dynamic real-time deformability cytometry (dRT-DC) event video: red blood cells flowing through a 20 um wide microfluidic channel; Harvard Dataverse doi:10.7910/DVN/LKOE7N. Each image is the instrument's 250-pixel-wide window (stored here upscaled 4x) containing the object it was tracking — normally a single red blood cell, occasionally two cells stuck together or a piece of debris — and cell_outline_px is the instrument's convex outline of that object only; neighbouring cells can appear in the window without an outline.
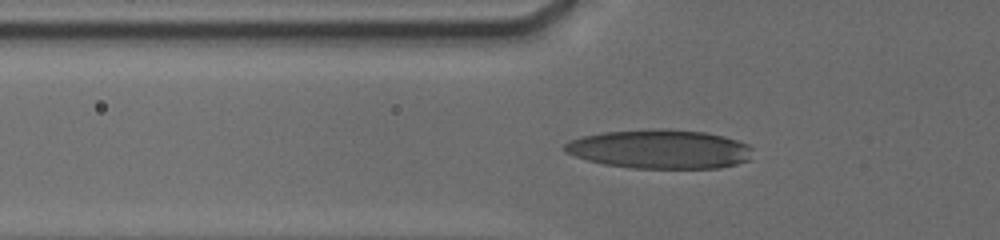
{"species": "human", "species_latin": "Homo sapiens", "temperature_condition": "cold", "stored_images_in_passage": 59, "camera_frame_rate_fps": 3000, "um_per_image_px": 0.085, "donor": {"sex": "male"}, "frame": {"image": 1, "passage_image": 25, "time_ms": 7.0, "image_size_px": [1000, 240], "cell_outline_px": [[752, 148], [748, 160], [736, 164], [716, 168], [628, 168], [604, 164], [588, 160], [564, 152], [560, 148], [564, 144], [572, 140], [584, 136], [604, 132], [660, 128], [704, 132], [724, 136], [748, 144]], "centroid_in_image_um": [56.06, 12.68], "position_along_channel_um": 69.7, "area_um2": 42.66}}
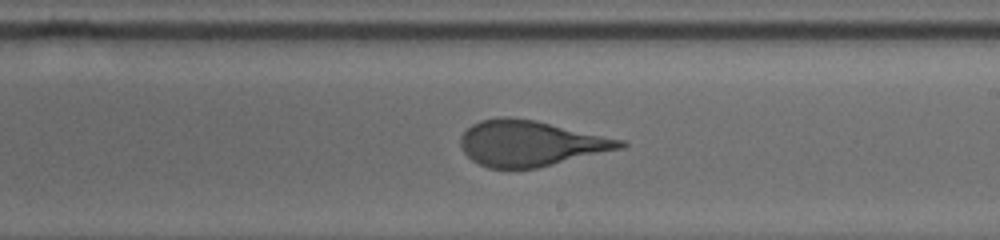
{"frame": {"image": 2, "passage_image": 41, "time_ms": 11.667, "image_size_px": [1000, 240], "cell_outline_px": [[628, 144], [624, 148], [536, 168], [488, 168], [472, 160], [464, 152], [460, 144], [460, 136], [472, 124], [480, 120], [500, 116], [508, 116], [536, 120], [624, 140]], "centroid_in_image_um": [45.09, 12.17], "position_along_channel_um": 243.9, "area_um2": 42.48}}
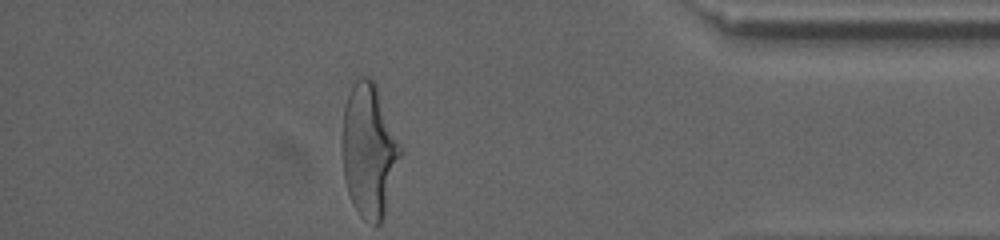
{"frame": {"image": 3, "passage_image": 59, "time_ms": 16.667, "image_size_px": [1000, 240], "cell_outline_px": [[404, 152], [384, 216], [380, 224], [372, 224], [364, 220], [360, 216], [352, 204], [348, 192], [344, 176], [344, 108], [348, 96], [356, 80], [360, 76], [372, 76], [376, 84], [404, 148]], "centroid_in_image_um": [31.44, 12.8], "position_along_channel_um": 403.8, "area_um2": 45.55}, "authors_computed_cell_mechanics": {"area_um2": 42.483, "velocity_mm_per_s": 3.7963, "shape_relaxation_time_tau1_ms": 5.1006, "shape_relaxation_time_tau2_ms": 0.6833, "deformation_change_tau1": 0.224, "deformation_change_tau2": 0.1027}}